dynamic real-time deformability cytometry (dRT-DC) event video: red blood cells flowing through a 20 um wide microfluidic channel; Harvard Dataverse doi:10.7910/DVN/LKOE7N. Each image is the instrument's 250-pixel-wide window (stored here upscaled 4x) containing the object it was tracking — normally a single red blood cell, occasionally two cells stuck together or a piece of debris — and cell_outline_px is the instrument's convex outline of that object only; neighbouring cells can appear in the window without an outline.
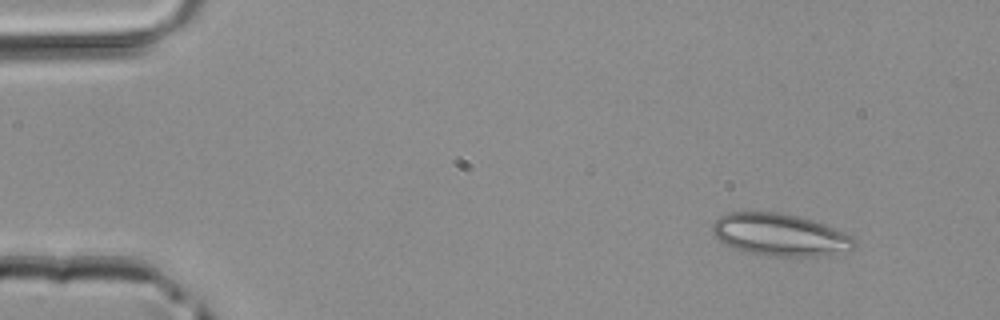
{"species": "common noctule bat (a hibernating species)", "species_latin": "Nyctalus noctula", "temperature_condition": "room temperature", "stored_images_in_passage": 4, "camera_frame_rate_fps": 3000, "um_per_image_px": 0.085, "animal": {"sex": "male", "body_mass_g": 20.4}, "frame": {"image": 1, "passage_image": 1, "time_ms": 0.0, "image_size_px": [1000, 320], "cell_outline_px": [[856, 244], [852, 248], [832, 256], [776, 256], [744, 252], [732, 248], [724, 244], [712, 232], [712, 224], [720, 216], [728, 212], [780, 212], [800, 216], [824, 224], [852, 236], [856, 240]], "centroid_in_image_um": [66.3, 19.96], "position_along_channel_um": 18.7, "area_um2": 35.14}}